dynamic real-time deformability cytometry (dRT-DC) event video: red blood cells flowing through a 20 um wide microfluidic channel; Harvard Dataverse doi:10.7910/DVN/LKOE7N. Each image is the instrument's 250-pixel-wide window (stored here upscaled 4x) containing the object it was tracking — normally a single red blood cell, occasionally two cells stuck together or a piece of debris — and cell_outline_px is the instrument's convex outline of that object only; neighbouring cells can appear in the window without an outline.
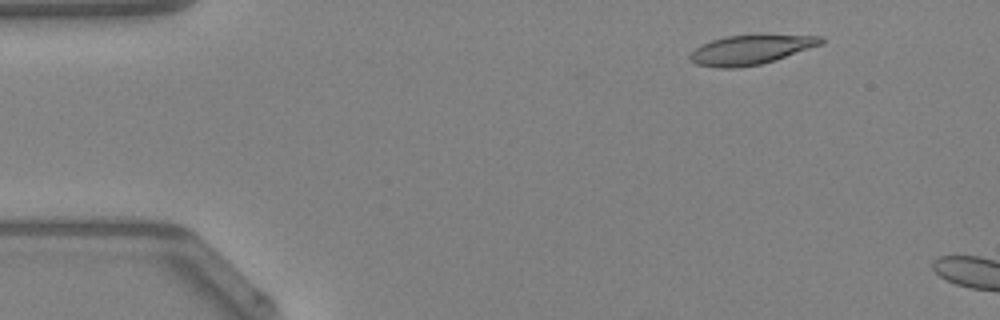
{"species": "Egyptian fruit bat (a non-hibernating species)", "species_latin": "Rousettus aegyptiacus", "temperature_condition": "warm", "stored_images_in_passage": 10, "camera_frame_rate_fps": 3000, "um_per_image_px": 0.085, "animal": {"sex": "female"}, "frame": {"image": 1, "passage_image": 6, "time_ms": 1.667, "image_size_px": [1000, 320], "cell_outline_px": [[824, 44], [760, 64], [736, 68], [720, 68], [696, 64], [688, 56], [700, 44], [712, 40], [728, 36], [820, 36], [824, 40]], "centroid_in_image_um": [63.77, 4.25], "position_along_channel_um": 21.2, "area_um2": 21.79}}